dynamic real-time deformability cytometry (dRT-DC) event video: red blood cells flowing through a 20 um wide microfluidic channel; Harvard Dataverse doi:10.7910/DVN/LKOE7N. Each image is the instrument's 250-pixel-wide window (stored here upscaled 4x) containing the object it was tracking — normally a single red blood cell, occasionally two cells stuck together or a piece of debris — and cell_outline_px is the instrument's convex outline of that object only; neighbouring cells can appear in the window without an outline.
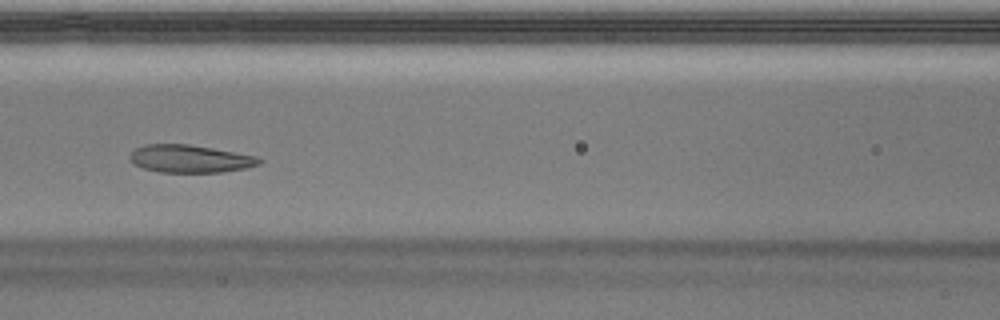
{"species": "Egyptian fruit bat (a non-hibernating species)", "species_latin": "Rousettus aegyptiacus", "temperature_condition": "warm", "stored_images_in_passage": 50, "camera_frame_rate_fps": 3000, "um_per_image_px": 0.085, "animal": {"sex": "male"}, "frame": {"image": 1, "passage_image": 22, "time_ms": 7.0, "image_size_px": [1000, 320], "cell_outline_px": [[264, 160], [260, 164], [248, 168], [224, 172], [160, 172], [144, 168], [136, 164], [128, 156], [136, 148], [144, 144], [188, 144], [212, 148], [256, 156]], "centroid_in_image_um": [16.19, 13.49], "position_along_channel_um": 150.4, "area_um2": 20.81}}
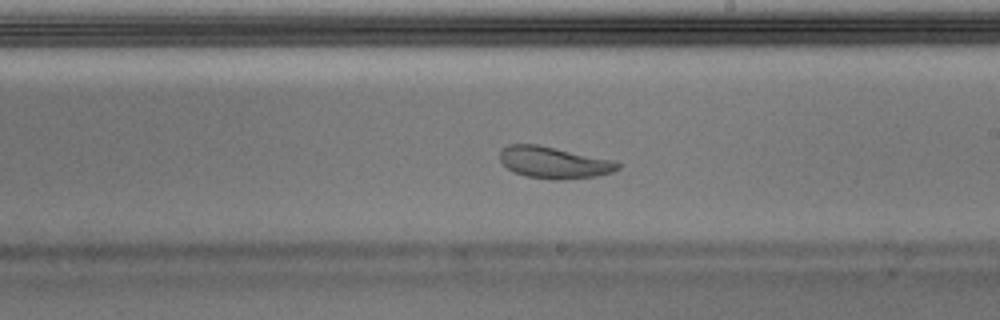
{"frame": {"image": 2, "passage_image": 29, "time_ms": 9.333, "image_size_px": [1000, 320], "cell_outline_px": [[620, 168], [612, 172], [596, 176], [564, 180], [552, 180], [524, 176], [508, 168], [500, 160], [500, 152], [508, 144], [536, 144], [616, 160], [620, 164]], "centroid_in_image_um": [47.12, 13.82], "position_along_channel_um": 241.9, "area_um2": 21.85}}
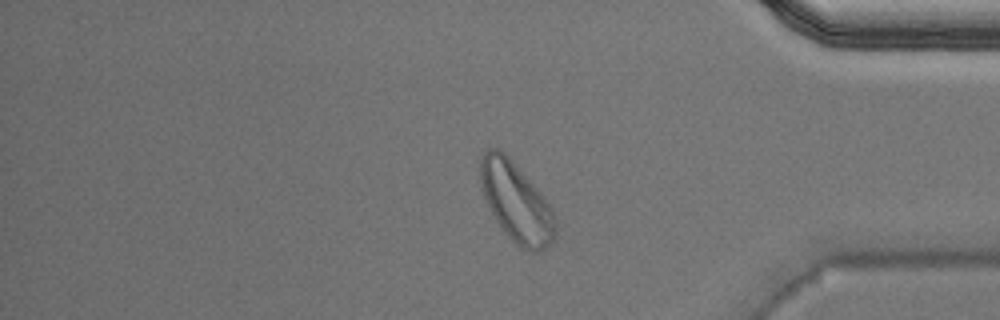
{"frame": {"image": 3, "passage_image": 42, "time_ms": 13.667, "image_size_px": [1000, 320], "cell_outline_px": [[556, 232], [552, 244], [548, 248], [540, 252], [532, 252], [520, 248], [508, 236], [496, 220], [480, 188], [480, 160], [484, 152], [488, 148], [496, 148], [504, 152], [508, 156], [532, 184], [548, 204], [556, 220]], "centroid_in_image_um": [43.87, 17.22], "position_along_channel_um": 391.3, "area_um2": 34.33}, "authors_computed_cell_mechanics": {"area_um2": 23.9581, "velocity_mm_per_s": 3.9343, "shape_relaxation_time_tau1_ms": 8.8675, "shape_relaxation_time_tau2_ms": 1.1567, "deformation_change_tau1": 0.2307, "deformation_change_tau2": 0.0618}}